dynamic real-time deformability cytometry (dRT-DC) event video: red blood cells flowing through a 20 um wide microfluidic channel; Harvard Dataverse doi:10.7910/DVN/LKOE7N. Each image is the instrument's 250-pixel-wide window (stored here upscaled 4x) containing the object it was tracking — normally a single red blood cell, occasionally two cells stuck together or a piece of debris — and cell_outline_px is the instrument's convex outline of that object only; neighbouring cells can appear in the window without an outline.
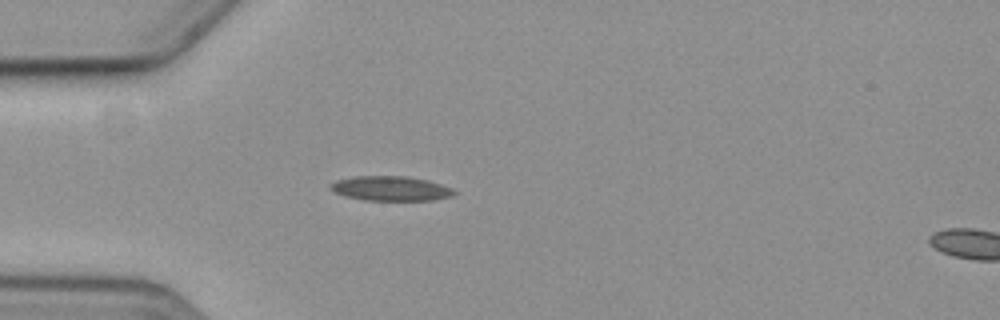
{"species": "common noctule bat (a hibernating species)", "species_latin": "Nyctalus noctula", "temperature_condition": "cold", "stored_images_in_passage": 2, "camera_frame_rate_fps": 3000, "um_per_image_px": 0.085, "animal": {"sex": "female", "body_mass_g": 19.3, "forearm_length_mm": 54.1}, "frame": {"image": 1, "passage_image": 2, "time_ms": 1.333, "image_size_px": [1000, 320], "cell_outline_px": [[456, 192], [452, 196], [432, 200], [364, 200], [344, 196], [332, 192], [328, 188], [328, 184], [336, 180], [352, 176], [408, 176], [428, 180], [452, 188]], "centroid_in_image_um": [33.14, 16.01], "position_along_channel_um": 51.9, "area_um2": 17.98}}